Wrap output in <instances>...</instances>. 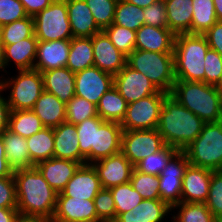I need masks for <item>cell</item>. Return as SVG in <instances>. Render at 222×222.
Segmentation results:
<instances>
[{"label":"cell","mask_w":222,"mask_h":222,"mask_svg":"<svg viewBox=\"0 0 222 222\" xmlns=\"http://www.w3.org/2000/svg\"><path fill=\"white\" fill-rule=\"evenodd\" d=\"M0 89L10 90L7 102L11 111L32 110L34 104L44 91L41 72L32 70H18L16 77L0 79Z\"/></svg>","instance_id":"obj_7"},{"label":"cell","mask_w":222,"mask_h":222,"mask_svg":"<svg viewBox=\"0 0 222 222\" xmlns=\"http://www.w3.org/2000/svg\"><path fill=\"white\" fill-rule=\"evenodd\" d=\"M115 203L116 218L132 211L142 200V196L132 187L130 182L110 188Z\"/></svg>","instance_id":"obj_41"},{"label":"cell","mask_w":222,"mask_h":222,"mask_svg":"<svg viewBox=\"0 0 222 222\" xmlns=\"http://www.w3.org/2000/svg\"><path fill=\"white\" fill-rule=\"evenodd\" d=\"M102 222L96 214L94 200L57 196L54 216L51 222Z\"/></svg>","instance_id":"obj_15"},{"label":"cell","mask_w":222,"mask_h":222,"mask_svg":"<svg viewBox=\"0 0 222 222\" xmlns=\"http://www.w3.org/2000/svg\"><path fill=\"white\" fill-rule=\"evenodd\" d=\"M170 211L161 199H143L132 211L121 213L114 222H163Z\"/></svg>","instance_id":"obj_26"},{"label":"cell","mask_w":222,"mask_h":222,"mask_svg":"<svg viewBox=\"0 0 222 222\" xmlns=\"http://www.w3.org/2000/svg\"><path fill=\"white\" fill-rule=\"evenodd\" d=\"M174 209L179 211L172 216V222H219L205 203L180 202L171 208Z\"/></svg>","instance_id":"obj_37"},{"label":"cell","mask_w":222,"mask_h":222,"mask_svg":"<svg viewBox=\"0 0 222 222\" xmlns=\"http://www.w3.org/2000/svg\"><path fill=\"white\" fill-rule=\"evenodd\" d=\"M94 66V51L91 37H73L66 67L71 72H78Z\"/></svg>","instance_id":"obj_31"},{"label":"cell","mask_w":222,"mask_h":222,"mask_svg":"<svg viewBox=\"0 0 222 222\" xmlns=\"http://www.w3.org/2000/svg\"><path fill=\"white\" fill-rule=\"evenodd\" d=\"M213 216L222 222V170L213 171L208 198L205 202Z\"/></svg>","instance_id":"obj_46"},{"label":"cell","mask_w":222,"mask_h":222,"mask_svg":"<svg viewBox=\"0 0 222 222\" xmlns=\"http://www.w3.org/2000/svg\"><path fill=\"white\" fill-rule=\"evenodd\" d=\"M143 14L145 25L153 27H168L164 0H157L150 6L145 7Z\"/></svg>","instance_id":"obj_50"},{"label":"cell","mask_w":222,"mask_h":222,"mask_svg":"<svg viewBox=\"0 0 222 222\" xmlns=\"http://www.w3.org/2000/svg\"><path fill=\"white\" fill-rule=\"evenodd\" d=\"M71 40L38 41L33 69L45 72L66 67Z\"/></svg>","instance_id":"obj_19"},{"label":"cell","mask_w":222,"mask_h":222,"mask_svg":"<svg viewBox=\"0 0 222 222\" xmlns=\"http://www.w3.org/2000/svg\"><path fill=\"white\" fill-rule=\"evenodd\" d=\"M4 53H5V46L2 43L1 39H0V69L6 73H8L5 70V60H4Z\"/></svg>","instance_id":"obj_60"},{"label":"cell","mask_w":222,"mask_h":222,"mask_svg":"<svg viewBox=\"0 0 222 222\" xmlns=\"http://www.w3.org/2000/svg\"><path fill=\"white\" fill-rule=\"evenodd\" d=\"M216 87H217V89H218V90L221 92V94H222V78H221L219 84H218Z\"/></svg>","instance_id":"obj_61"},{"label":"cell","mask_w":222,"mask_h":222,"mask_svg":"<svg viewBox=\"0 0 222 222\" xmlns=\"http://www.w3.org/2000/svg\"><path fill=\"white\" fill-rule=\"evenodd\" d=\"M104 122L99 116H95L76 124L80 153L86 159V164H92V147H95L96 129Z\"/></svg>","instance_id":"obj_35"},{"label":"cell","mask_w":222,"mask_h":222,"mask_svg":"<svg viewBox=\"0 0 222 222\" xmlns=\"http://www.w3.org/2000/svg\"><path fill=\"white\" fill-rule=\"evenodd\" d=\"M124 1L132 3L138 7L145 8L147 6H150L151 4L156 2L157 0H124Z\"/></svg>","instance_id":"obj_58"},{"label":"cell","mask_w":222,"mask_h":222,"mask_svg":"<svg viewBox=\"0 0 222 222\" xmlns=\"http://www.w3.org/2000/svg\"><path fill=\"white\" fill-rule=\"evenodd\" d=\"M168 94L159 91L128 104L121 127L123 131L157 129L163 101Z\"/></svg>","instance_id":"obj_9"},{"label":"cell","mask_w":222,"mask_h":222,"mask_svg":"<svg viewBox=\"0 0 222 222\" xmlns=\"http://www.w3.org/2000/svg\"><path fill=\"white\" fill-rule=\"evenodd\" d=\"M218 21H222V0H213Z\"/></svg>","instance_id":"obj_59"},{"label":"cell","mask_w":222,"mask_h":222,"mask_svg":"<svg viewBox=\"0 0 222 222\" xmlns=\"http://www.w3.org/2000/svg\"><path fill=\"white\" fill-rule=\"evenodd\" d=\"M8 165L13 171L31 168V159L26 138L6 129L2 134Z\"/></svg>","instance_id":"obj_30"},{"label":"cell","mask_w":222,"mask_h":222,"mask_svg":"<svg viewBox=\"0 0 222 222\" xmlns=\"http://www.w3.org/2000/svg\"><path fill=\"white\" fill-rule=\"evenodd\" d=\"M97 172L102 188L130 182L134 166L122 152L100 159L91 164Z\"/></svg>","instance_id":"obj_14"},{"label":"cell","mask_w":222,"mask_h":222,"mask_svg":"<svg viewBox=\"0 0 222 222\" xmlns=\"http://www.w3.org/2000/svg\"><path fill=\"white\" fill-rule=\"evenodd\" d=\"M15 222H51V220L41 216L25 215L19 213Z\"/></svg>","instance_id":"obj_57"},{"label":"cell","mask_w":222,"mask_h":222,"mask_svg":"<svg viewBox=\"0 0 222 222\" xmlns=\"http://www.w3.org/2000/svg\"><path fill=\"white\" fill-rule=\"evenodd\" d=\"M165 145L157 129L122 132L121 152L133 166L145 157L158 152Z\"/></svg>","instance_id":"obj_10"},{"label":"cell","mask_w":222,"mask_h":222,"mask_svg":"<svg viewBox=\"0 0 222 222\" xmlns=\"http://www.w3.org/2000/svg\"><path fill=\"white\" fill-rule=\"evenodd\" d=\"M93 200L97 217L102 222H114L116 220L115 203L110 189L102 188Z\"/></svg>","instance_id":"obj_47"},{"label":"cell","mask_w":222,"mask_h":222,"mask_svg":"<svg viewBox=\"0 0 222 222\" xmlns=\"http://www.w3.org/2000/svg\"><path fill=\"white\" fill-rule=\"evenodd\" d=\"M32 111L47 128H56L66 122V104L45 90L34 104Z\"/></svg>","instance_id":"obj_27"},{"label":"cell","mask_w":222,"mask_h":222,"mask_svg":"<svg viewBox=\"0 0 222 222\" xmlns=\"http://www.w3.org/2000/svg\"><path fill=\"white\" fill-rule=\"evenodd\" d=\"M130 183L143 199H161L158 176L145 174L134 168Z\"/></svg>","instance_id":"obj_44"},{"label":"cell","mask_w":222,"mask_h":222,"mask_svg":"<svg viewBox=\"0 0 222 222\" xmlns=\"http://www.w3.org/2000/svg\"><path fill=\"white\" fill-rule=\"evenodd\" d=\"M179 150L174 147L165 145L161 150L153 153L139 163H137L134 168L142 173L151 174L159 176L163 169L167 166L169 160L178 152Z\"/></svg>","instance_id":"obj_40"},{"label":"cell","mask_w":222,"mask_h":222,"mask_svg":"<svg viewBox=\"0 0 222 222\" xmlns=\"http://www.w3.org/2000/svg\"><path fill=\"white\" fill-rule=\"evenodd\" d=\"M44 90L68 103L75 96V73L67 67L41 72Z\"/></svg>","instance_id":"obj_24"},{"label":"cell","mask_w":222,"mask_h":222,"mask_svg":"<svg viewBox=\"0 0 222 222\" xmlns=\"http://www.w3.org/2000/svg\"><path fill=\"white\" fill-rule=\"evenodd\" d=\"M94 51V66L113 76L126 65L127 56L120 52L102 30L91 37Z\"/></svg>","instance_id":"obj_16"},{"label":"cell","mask_w":222,"mask_h":222,"mask_svg":"<svg viewBox=\"0 0 222 222\" xmlns=\"http://www.w3.org/2000/svg\"><path fill=\"white\" fill-rule=\"evenodd\" d=\"M189 165L184 151H178L159 177L160 198L170 208L181 202L182 178Z\"/></svg>","instance_id":"obj_11"},{"label":"cell","mask_w":222,"mask_h":222,"mask_svg":"<svg viewBox=\"0 0 222 222\" xmlns=\"http://www.w3.org/2000/svg\"><path fill=\"white\" fill-rule=\"evenodd\" d=\"M16 184L17 210L21 214L52 220L58 193L50 187L38 169H18L13 172Z\"/></svg>","instance_id":"obj_1"},{"label":"cell","mask_w":222,"mask_h":222,"mask_svg":"<svg viewBox=\"0 0 222 222\" xmlns=\"http://www.w3.org/2000/svg\"><path fill=\"white\" fill-rule=\"evenodd\" d=\"M28 16L34 17L48 7L54 0H19Z\"/></svg>","instance_id":"obj_53"},{"label":"cell","mask_w":222,"mask_h":222,"mask_svg":"<svg viewBox=\"0 0 222 222\" xmlns=\"http://www.w3.org/2000/svg\"><path fill=\"white\" fill-rule=\"evenodd\" d=\"M81 166L79 162L50 158L35 165L50 187L60 193L74 173Z\"/></svg>","instance_id":"obj_22"},{"label":"cell","mask_w":222,"mask_h":222,"mask_svg":"<svg viewBox=\"0 0 222 222\" xmlns=\"http://www.w3.org/2000/svg\"><path fill=\"white\" fill-rule=\"evenodd\" d=\"M38 41L71 40L73 38L65 0H54L34 17Z\"/></svg>","instance_id":"obj_8"},{"label":"cell","mask_w":222,"mask_h":222,"mask_svg":"<svg viewBox=\"0 0 222 222\" xmlns=\"http://www.w3.org/2000/svg\"><path fill=\"white\" fill-rule=\"evenodd\" d=\"M18 214L17 208H0V222H15Z\"/></svg>","instance_id":"obj_56"},{"label":"cell","mask_w":222,"mask_h":222,"mask_svg":"<svg viewBox=\"0 0 222 222\" xmlns=\"http://www.w3.org/2000/svg\"><path fill=\"white\" fill-rule=\"evenodd\" d=\"M144 8L138 7L124 0H118L114 14L113 24H117L137 31L144 25Z\"/></svg>","instance_id":"obj_39"},{"label":"cell","mask_w":222,"mask_h":222,"mask_svg":"<svg viewBox=\"0 0 222 222\" xmlns=\"http://www.w3.org/2000/svg\"><path fill=\"white\" fill-rule=\"evenodd\" d=\"M0 208H17L14 176L0 177Z\"/></svg>","instance_id":"obj_51"},{"label":"cell","mask_w":222,"mask_h":222,"mask_svg":"<svg viewBox=\"0 0 222 222\" xmlns=\"http://www.w3.org/2000/svg\"><path fill=\"white\" fill-rule=\"evenodd\" d=\"M127 107V101L113 86L99 100L97 104V113L104 121L121 123Z\"/></svg>","instance_id":"obj_32"},{"label":"cell","mask_w":222,"mask_h":222,"mask_svg":"<svg viewBox=\"0 0 222 222\" xmlns=\"http://www.w3.org/2000/svg\"><path fill=\"white\" fill-rule=\"evenodd\" d=\"M31 159V167L41 161L53 158L54 132L53 128L44 127L41 131L26 138Z\"/></svg>","instance_id":"obj_33"},{"label":"cell","mask_w":222,"mask_h":222,"mask_svg":"<svg viewBox=\"0 0 222 222\" xmlns=\"http://www.w3.org/2000/svg\"><path fill=\"white\" fill-rule=\"evenodd\" d=\"M135 49L173 53L176 35L168 27L143 25L136 31Z\"/></svg>","instance_id":"obj_20"},{"label":"cell","mask_w":222,"mask_h":222,"mask_svg":"<svg viewBox=\"0 0 222 222\" xmlns=\"http://www.w3.org/2000/svg\"><path fill=\"white\" fill-rule=\"evenodd\" d=\"M73 37H92L102 31L84 0H65Z\"/></svg>","instance_id":"obj_25"},{"label":"cell","mask_w":222,"mask_h":222,"mask_svg":"<svg viewBox=\"0 0 222 222\" xmlns=\"http://www.w3.org/2000/svg\"><path fill=\"white\" fill-rule=\"evenodd\" d=\"M97 26L104 30L109 27L114 20V14L118 0H84Z\"/></svg>","instance_id":"obj_45"},{"label":"cell","mask_w":222,"mask_h":222,"mask_svg":"<svg viewBox=\"0 0 222 222\" xmlns=\"http://www.w3.org/2000/svg\"><path fill=\"white\" fill-rule=\"evenodd\" d=\"M54 132V153L53 157L86 164V159L81 155L79 140L76 132V125L64 122Z\"/></svg>","instance_id":"obj_21"},{"label":"cell","mask_w":222,"mask_h":222,"mask_svg":"<svg viewBox=\"0 0 222 222\" xmlns=\"http://www.w3.org/2000/svg\"><path fill=\"white\" fill-rule=\"evenodd\" d=\"M113 86L114 76L95 66L75 73V96L84 98L96 106Z\"/></svg>","instance_id":"obj_12"},{"label":"cell","mask_w":222,"mask_h":222,"mask_svg":"<svg viewBox=\"0 0 222 222\" xmlns=\"http://www.w3.org/2000/svg\"><path fill=\"white\" fill-rule=\"evenodd\" d=\"M103 31L112 44L125 56L130 55L135 50L136 31L113 23Z\"/></svg>","instance_id":"obj_42"},{"label":"cell","mask_w":222,"mask_h":222,"mask_svg":"<svg viewBox=\"0 0 222 222\" xmlns=\"http://www.w3.org/2000/svg\"><path fill=\"white\" fill-rule=\"evenodd\" d=\"M126 64L146 76L159 91L170 94L176 81L173 53L135 49L127 56Z\"/></svg>","instance_id":"obj_5"},{"label":"cell","mask_w":222,"mask_h":222,"mask_svg":"<svg viewBox=\"0 0 222 222\" xmlns=\"http://www.w3.org/2000/svg\"><path fill=\"white\" fill-rule=\"evenodd\" d=\"M37 42L38 39L34 35L16 44L4 45L5 69L13 61L16 70H32L36 59Z\"/></svg>","instance_id":"obj_29"},{"label":"cell","mask_w":222,"mask_h":222,"mask_svg":"<svg viewBox=\"0 0 222 222\" xmlns=\"http://www.w3.org/2000/svg\"><path fill=\"white\" fill-rule=\"evenodd\" d=\"M212 172V170L189 164L182 178L181 202L205 203Z\"/></svg>","instance_id":"obj_18"},{"label":"cell","mask_w":222,"mask_h":222,"mask_svg":"<svg viewBox=\"0 0 222 222\" xmlns=\"http://www.w3.org/2000/svg\"><path fill=\"white\" fill-rule=\"evenodd\" d=\"M203 36L206 38L210 49L222 56V21H217Z\"/></svg>","instance_id":"obj_52"},{"label":"cell","mask_w":222,"mask_h":222,"mask_svg":"<svg viewBox=\"0 0 222 222\" xmlns=\"http://www.w3.org/2000/svg\"><path fill=\"white\" fill-rule=\"evenodd\" d=\"M114 87L128 104L159 92L146 76L127 64L114 76Z\"/></svg>","instance_id":"obj_13"},{"label":"cell","mask_w":222,"mask_h":222,"mask_svg":"<svg viewBox=\"0 0 222 222\" xmlns=\"http://www.w3.org/2000/svg\"><path fill=\"white\" fill-rule=\"evenodd\" d=\"M170 95L205 123L222 120V94L214 85L175 81Z\"/></svg>","instance_id":"obj_3"},{"label":"cell","mask_w":222,"mask_h":222,"mask_svg":"<svg viewBox=\"0 0 222 222\" xmlns=\"http://www.w3.org/2000/svg\"><path fill=\"white\" fill-rule=\"evenodd\" d=\"M204 124L170 94L165 97L157 130L166 145L183 151L199 136Z\"/></svg>","instance_id":"obj_2"},{"label":"cell","mask_w":222,"mask_h":222,"mask_svg":"<svg viewBox=\"0 0 222 222\" xmlns=\"http://www.w3.org/2000/svg\"><path fill=\"white\" fill-rule=\"evenodd\" d=\"M98 116L97 106L84 98L74 96L66 103V122L78 124L91 117Z\"/></svg>","instance_id":"obj_43"},{"label":"cell","mask_w":222,"mask_h":222,"mask_svg":"<svg viewBox=\"0 0 222 222\" xmlns=\"http://www.w3.org/2000/svg\"><path fill=\"white\" fill-rule=\"evenodd\" d=\"M1 92L2 90L0 89V134L8 129L9 116L11 112L7 99L6 97L4 98Z\"/></svg>","instance_id":"obj_54"},{"label":"cell","mask_w":222,"mask_h":222,"mask_svg":"<svg viewBox=\"0 0 222 222\" xmlns=\"http://www.w3.org/2000/svg\"><path fill=\"white\" fill-rule=\"evenodd\" d=\"M13 169L8 165L6 158L4 140L0 134V177H10L13 175Z\"/></svg>","instance_id":"obj_55"},{"label":"cell","mask_w":222,"mask_h":222,"mask_svg":"<svg viewBox=\"0 0 222 222\" xmlns=\"http://www.w3.org/2000/svg\"><path fill=\"white\" fill-rule=\"evenodd\" d=\"M222 78V56L213 49L205 55V83L217 86Z\"/></svg>","instance_id":"obj_48"},{"label":"cell","mask_w":222,"mask_h":222,"mask_svg":"<svg viewBox=\"0 0 222 222\" xmlns=\"http://www.w3.org/2000/svg\"><path fill=\"white\" fill-rule=\"evenodd\" d=\"M28 17L19 0H0V27Z\"/></svg>","instance_id":"obj_49"},{"label":"cell","mask_w":222,"mask_h":222,"mask_svg":"<svg viewBox=\"0 0 222 222\" xmlns=\"http://www.w3.org/2000/svg\"><path fill=\"white\" fill-rule=\"evenodd\" d=\"M183 151L190 165L222 170V120L205 123L199 136Z\"/></svg>","instance_id":"obj_6"},{"label":"cell","mask_w":222,"mask_h":222,"mask_svg":"<svg viewBox=\"0 0 222 222\" xmlns=\"http://www.w3.org/2000/svg\"><path fill=\"white\" fill-rule=\"evenodd\" d=\"M34 35V19L31 16L0 27V39L4 45L16 44Z\"/></svg>","instance_id":"obj_38"},{"label":"cell","mask_w":222,"mask_h":222,"mask_svg":"<svg viewBox=\"0 0 222 222\" xmlns=\"http://www.w3.org/2000/svg\"><path fill=\"white\" fill-rule=\"evenodd\" d=\"M122 127L120 123L105 121L96 129L95 147H92V163L121 152Z\"/></svg>","instance_id":"obj_23"},{"label":"cell","mask_w":222,"mask_h":222,"mask_svg":"<svg viewBox=\"0 0 222 222\" xmlns=\"http://www.w3.org/2000/svg\"><path fill=\"white\" fill-rule=\"evenodd\" d=\"M102 189L97 172L91 164L81 165L58 196L94 199Z\"/></svg>","instance_id":"obj_17"},{"label":"cell","mask_w":222,"mask_h":222,"mask_svg":"<svg viewBox=\"0 0 222 222\" xmlns=\"http://www.w3.org/2000/svg\"><path fill=\"white\" fill-rule=\"evenodd\" d=\"M168 28L175 34H191L192 0H164Z\"/></svg>","instance_id":"obj_28"},{"label":"cell","mask_w":222,"mask_h":222,"mask_svg":"<svg viewBox=\"0 0 222 222\" xmlns=\"http://www.w3.org/2000/svg\"><path fill=\"white\" fill-rule=\"evenodd\" d=\"M209 48L203 35H176L173 51L176 81L205 82V55Z\"/></svg>","instance_id":"obj_4"},{"label":"cell","mask_w":222,"mask_h":222,"mask_svg":"<svg viewBox=\"0 0 222 222\" xmlns=\"http://www.w3.org/2000/svg\"><path fill=\"white\" fill-rule=\"evenodd\" d=\"M44 128L41 120L32 110L11 111L9 116L8 130L28 138Z\"/></svg>","instance_id":"obj_34"},{"label":"cell","mask_w":222,"mask_h":222,"mask_svg":"<svg viewBox=\"0 0 222 222\" xmlns=\"http://www.w3.org/2000/svg\"><path fill=\"white\" fill-rule=\"evenodd\" d=\"M191 34L203 35L217 21L213 0H192Z\"/></svg>","instance_id":"obj_36"}]
</instances>
